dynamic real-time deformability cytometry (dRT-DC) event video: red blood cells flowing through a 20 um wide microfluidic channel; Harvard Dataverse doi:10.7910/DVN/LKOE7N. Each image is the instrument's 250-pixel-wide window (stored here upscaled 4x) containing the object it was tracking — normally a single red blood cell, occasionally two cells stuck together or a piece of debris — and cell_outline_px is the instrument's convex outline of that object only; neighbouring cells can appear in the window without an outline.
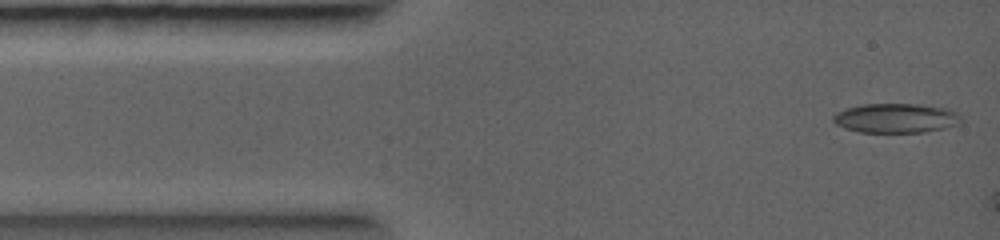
{"species": "common noctule bat (a hibernating species)", "species_latin": "Nyctalus noctula", "temperature_condition": "warm", "stored_images_in_passage": 3, "camera_frame_rate_fps": 5000, "um_per_image_px": 0.085, "animal": {"sex": "female", "body_mass_g": 19.0, "forearm_length_mm": 56.7}, "frame": {"image": 1, "passage_image": 1, "time_ms": 0.0, "image_size_px": [1000, 240], "cell_outline_px": [[960, 120], [956, 124], [944, 128], [924, 132], [860, 132], [844, 128], [836, 124], [832, 120], [832, 116], [836, 112], [844, 108], [864, 104], [916, 104], [944, 108], [960, 116]], "centroid_in_image_um": [76.05, 10.04], "position_along_channel_um": 9.0, "area_um2": 21.68}}